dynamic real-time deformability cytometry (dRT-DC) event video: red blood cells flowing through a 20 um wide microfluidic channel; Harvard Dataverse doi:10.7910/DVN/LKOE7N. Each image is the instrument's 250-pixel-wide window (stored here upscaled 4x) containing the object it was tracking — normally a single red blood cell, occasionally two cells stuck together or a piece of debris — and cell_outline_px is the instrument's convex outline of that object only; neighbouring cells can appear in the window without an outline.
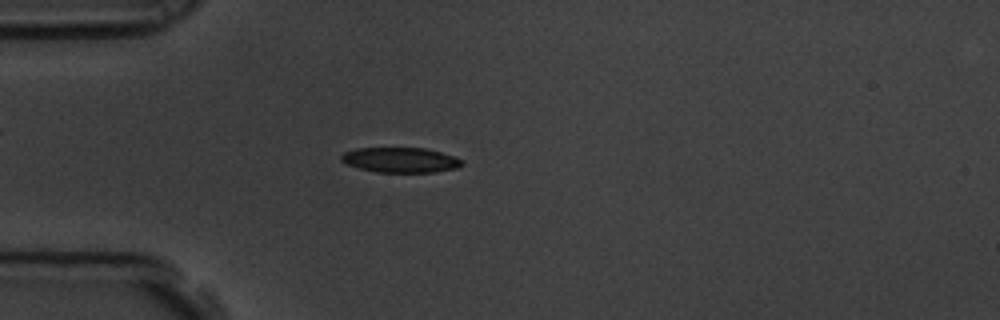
{"species": "common noctule bat (a hibernating species)", "species_latin": "Nyctalus noctula", "temperature_condition": "room temperature", "stored_images_in_passage": 4, "camera_frame_rate_fps": 3000, "um_per_image_px": 0.085, "animal": {"sex": "male", "body_mass_g": 19.5, "forearm_length_mm": 54.6}, "frame": {"image": 1, "passage_image": 4, "time_ms": 1.0, "image_size_px": [1000, 320], "cell_outline_px": [[464, 164], [460, 168], [432, 172], [376, 172], [360, 168], [348, 164], [340, 160], [340, 156], [344, 152], [356, 148], [424, 148], [456, 156], [464, 160]], "centroid_in_image_um": [34.09, 13.6], "position_along_channel_um": 50.9, "area_um2": 17.74}}